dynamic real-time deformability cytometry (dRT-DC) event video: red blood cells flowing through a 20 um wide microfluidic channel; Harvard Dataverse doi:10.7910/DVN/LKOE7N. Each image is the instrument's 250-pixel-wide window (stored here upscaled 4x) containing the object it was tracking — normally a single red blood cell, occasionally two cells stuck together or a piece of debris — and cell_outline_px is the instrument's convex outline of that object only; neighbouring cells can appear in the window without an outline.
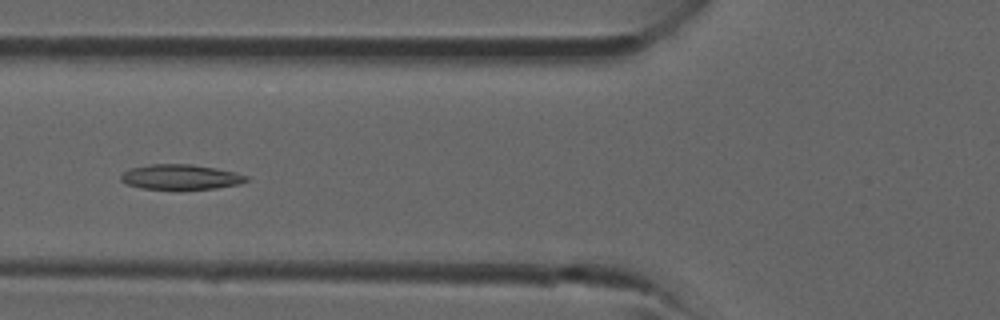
{"species": "common noctule bat (a hibernating species)", "species_latin": "Nyctalus noctula", "temperature_condition": "room temperature", "stored_images_in_passage": 38, "camera_frame_rate_fps": 3000, "um_per_image_px": 0.085, "animal": {"sex": "male", "forearm_length_mm": 52.5}, "frame": {"image": 1, "passage_image": 14, "time_ms": 4.333, "image_size_px": [1000, 320], "cell_outline_px": [[248, 180], [240, 184], [216, 188], [140, 188], [128, 184], [120, 180], [120, 176], [124, 172], [132, 168], [152, 164], [192, 164], [216, 168], [236, 172], [248, 176]], "centroid_in_image_um": [15.39, 15.03], "position_along_channel_um": 110.4, "area_um2": 17.98}}
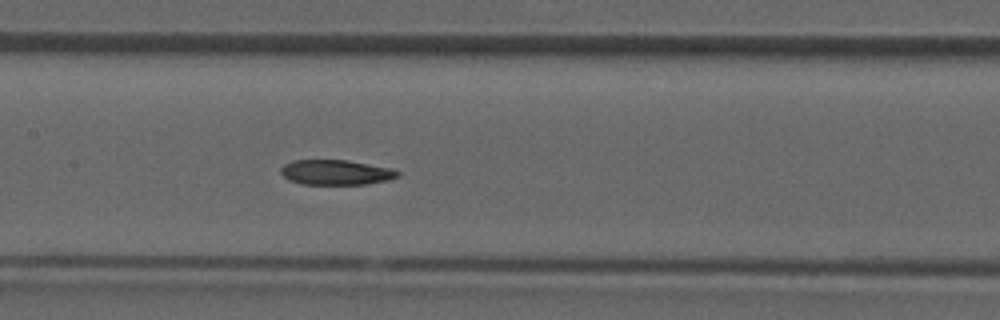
{"frame": {"image": 2, "passage_image": 18, "time_ms": 5.667, "image_size_px": [1000, 320], "cell_outline_px": [[400, 176], [388, 180], [368, 184], [300, 184], [288, 180], [280, 172], [280, 168], [284, 164], [292, 160], [348, 160], [392, 168], [400, 172]], "centroid_in_image_um": [28.56, 14.65], "position_along_channel_um": 178.8, "area_um2": 17.22}}
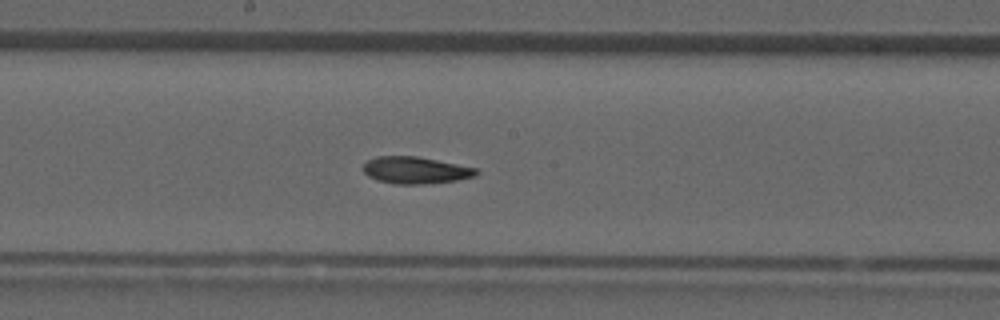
{"frame": {"image": 3, "passage_image": 20, "time_ms": 6.333, "image_size_px": [1000, 320], "cell_outline_px": [[480, 172], [476, 176], [456, 180], [420, 184], [396, 184], [376, 180], [368, 176], [364, 172], [364, 164], [368, 160], [376, 156], [416, 156], [476, 168]], "centroid_in_image_um": [35.3, 14.47], "position_along_channel_um": 212.9, "area_um2": 17.57}}